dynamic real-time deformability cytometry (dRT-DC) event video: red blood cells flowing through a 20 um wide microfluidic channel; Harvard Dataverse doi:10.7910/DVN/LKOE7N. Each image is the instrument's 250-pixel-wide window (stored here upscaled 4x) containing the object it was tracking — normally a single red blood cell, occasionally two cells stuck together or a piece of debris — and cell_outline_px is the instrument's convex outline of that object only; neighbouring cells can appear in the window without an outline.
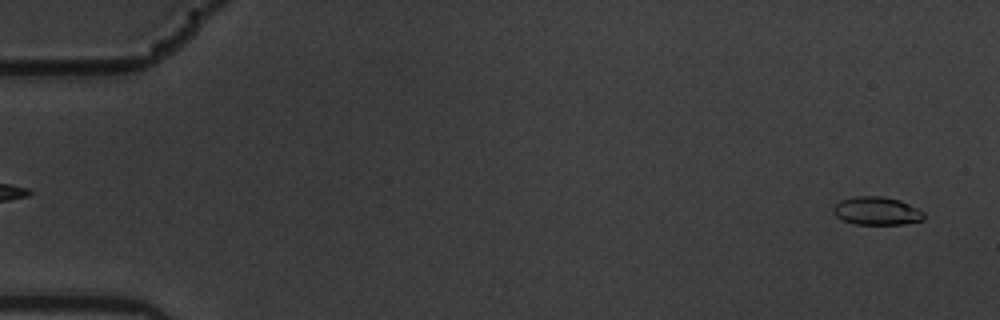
{"species": "common noctule bat (a hibernating species)", "species_latin": "Nyctalus noctula", "temperature_condition": "warm", "stored_images_in_passage": 6, "camera_frame_rate_fps": 3000, "um_per_image_px": 0.085, "animal": {"sex": "male", "body_mass_g": 19.5, "forearm_length_mm": 54.6}, "frame": {"image": 1, "passage_image": 6, "time_ms": 1.667, "image_size_px": [1000, 320], "cell_outline_px": [[924, 220], [904, 224], [856, 224], [844, 220], [836, 216], [832, 212], [832, 208], [840, 200], [856, 196], [884, 196], [900, 200], [924, 212]], "centroid_in_image_um": [74.52, 17.92], "position_along_channel_um": 10.5, "area_um2": 14.85}}